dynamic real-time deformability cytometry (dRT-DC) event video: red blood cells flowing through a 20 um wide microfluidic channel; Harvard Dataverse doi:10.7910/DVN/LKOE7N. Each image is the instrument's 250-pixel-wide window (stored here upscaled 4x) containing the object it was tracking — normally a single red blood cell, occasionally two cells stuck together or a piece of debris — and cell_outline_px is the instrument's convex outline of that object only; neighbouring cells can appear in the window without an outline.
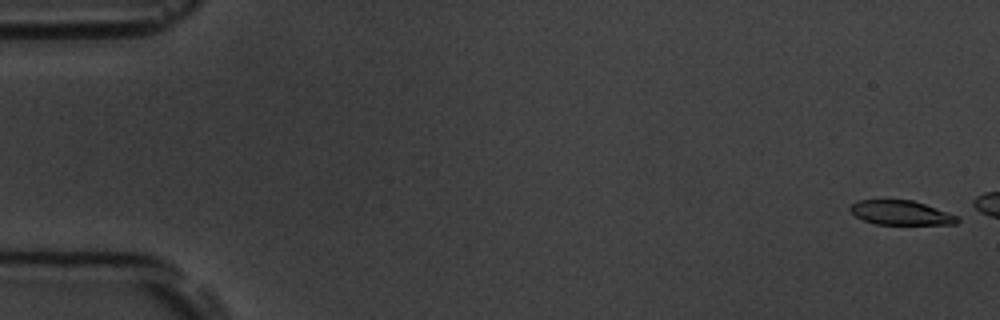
{"species": "common noctule bat (a hibernating species)", "species_latin": "Nyctalus noctula", "temperature_condition": "room temperature", "stored_images_in_passage": 8, "camera_frame_rate_fps": 3000, "um_per_image_px": 0.085, "animal": {"sex": "male", "body_mass_g": 19.5, "forearm_length_mm": 54.6}, "frame": {"image": 1, "passage_image": 2, "time_ms": 0.333, "image_size_px": [1000, 320], "cell_outline_px": [[960, 220], [956, 224], [876, 224], [864, 220], [856, 216], [848, 208], [856, 200], [912, 200], [936, 208], [956, 216]], "centroid_in_image_um": [76.54, 18.08], "position_along_channel_um": 8.5, "area_um2": 14.97}}